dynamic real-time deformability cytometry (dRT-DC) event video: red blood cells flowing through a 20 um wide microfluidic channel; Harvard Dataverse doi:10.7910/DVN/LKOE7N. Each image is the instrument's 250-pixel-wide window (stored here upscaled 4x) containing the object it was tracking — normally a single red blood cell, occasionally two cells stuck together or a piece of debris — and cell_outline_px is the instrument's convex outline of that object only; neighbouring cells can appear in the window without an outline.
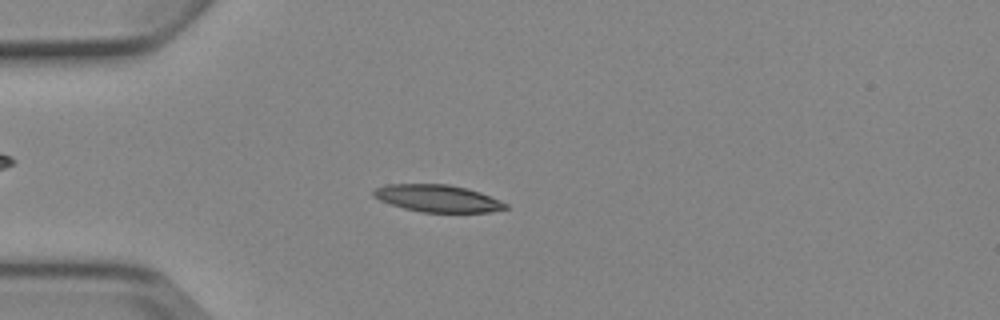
{"species": "Egyptian fruit bat (a non-hibernating species)", "species_latin": "Rousettus aegyptiacus", "temperature_condition": "cold", "stored_images_in_passage": 4, "camera_frame_rate_fps": 3000, "um_per_image_px": 0.085, "animal": {"sex": "female"}, "frame": {"image": 1, "passage_image": 4, "time_ms": 3.333, "image_size_px": [1000, 320], "cell_outline_px": [[508, 208], [488, 212], [424, 212], [404, 208], [380, 200], [372, 196], [372, 192], [376, 188], [388, 184], [448, 184], [468, 188], [480, 192], [500, 200], [508, 204]], "centroid_in_image_um": [37.21, 16.85], "position_along_channel_um": 47.8, "area_um2": 20.81}}